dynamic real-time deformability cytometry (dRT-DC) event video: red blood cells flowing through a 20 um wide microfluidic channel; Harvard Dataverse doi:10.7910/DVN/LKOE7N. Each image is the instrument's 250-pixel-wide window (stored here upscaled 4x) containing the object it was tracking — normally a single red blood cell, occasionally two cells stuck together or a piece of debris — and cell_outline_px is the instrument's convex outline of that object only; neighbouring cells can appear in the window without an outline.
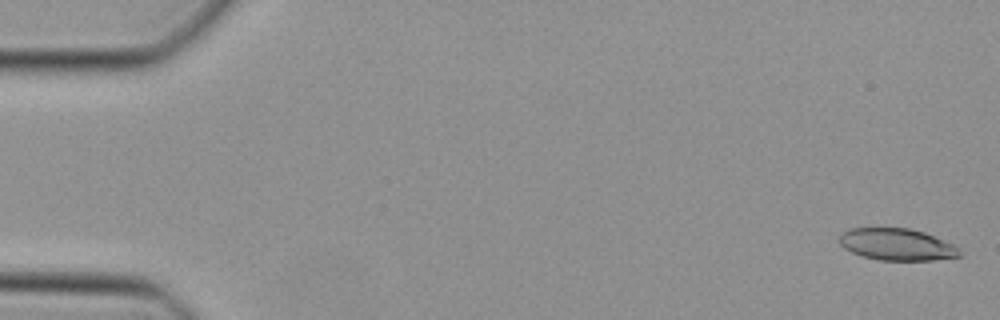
{"species": "Egyptian fruit bat (a non-hibernating species)", "species_latin": "Rousettus aegyptiacus", "temperature_condition": "cold", "stored_images_in_passage": 7, "camera_frame_rate_fps": 3000, "um_per_image_px": 0.085, "animal": {"sex": "female"}, "frame": {"image": 1, "passage_image": 1, "time_ms": 0.0, "image_size_px": [1000, 320], "cell_outline_px": [[960, 256], [932, 260], [880, 260], [864, 256], [852, 252], [844, 248], [840, 244], [840, 232], [848, 228], [908, 228], [924, 232], [952, 244], [960, 248]], "centroid_in_image_um": [76.21, 20.77], "position_along_channel_um": 8.8, "area_um2": 22.2}}